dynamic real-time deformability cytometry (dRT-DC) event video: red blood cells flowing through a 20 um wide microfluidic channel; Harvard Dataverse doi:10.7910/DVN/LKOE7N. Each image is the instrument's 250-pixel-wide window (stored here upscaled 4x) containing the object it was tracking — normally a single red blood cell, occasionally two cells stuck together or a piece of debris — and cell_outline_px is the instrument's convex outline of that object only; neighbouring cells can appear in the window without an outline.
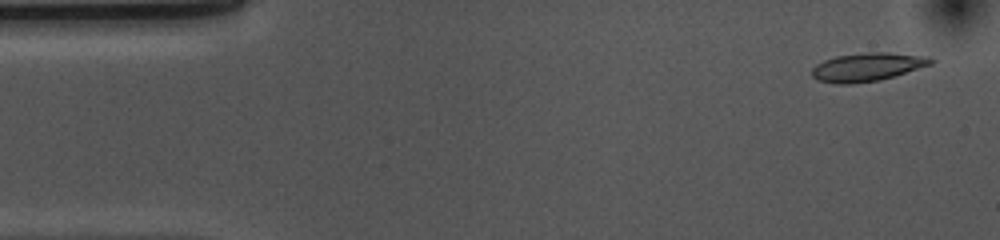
{"species": "common noctule bat (a hibernating species)", "species_latin": "Nyctalus noctula", "temperature_condition": "cold", "stored_images_in_passage": 52, "camera_frame_rate_fps": 3000, "um_per_image_px": 0.085, "animal": {"sex": "female", "body_mass_g": 10.0, "forearm_length_mm": 53.1}, "frame": {"image": 1, "passage_image": 2, "time_ms": 0.333, "image_size_px": [1000, 240], "cell_outline_px": [[936, 60], [932, 64], [880, 80], [848, 84], [836, 84], [816, 80], [812, 76], [812, 68], [816, 64], [824, 60], [836, 56], [868, 52], [888, 52], [928, 56]], "centroid_in_image_um": [73.72, 5.69], "position_along_channel_um": 11.3, "area_um2": 19.71}}
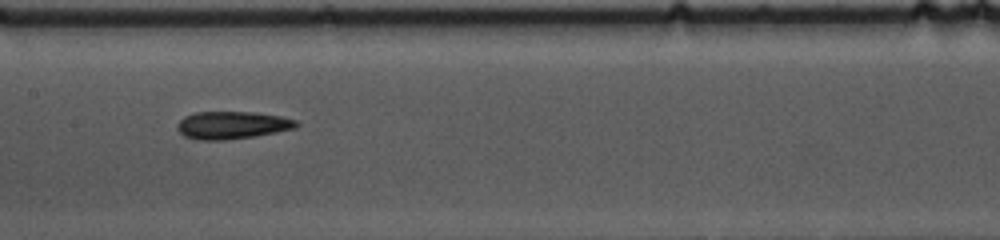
{"frame": {"image": 2, "passage_image": 24, "time_ms": 7.667, "image_size_px": [1000, 240], "cell_outline_px": [[300, 124], [296, 128], [256, 136], [224, 140], [200, 140], [184, 136], [176, 128], [176, 124], [184, 116], [196, 112], [252, 112], [280, 116], [296, 120]], "centroid_in_image_um": [19.72, 10.64], "position_along_channel_um": 187.7, "area_um2": 19.19}}
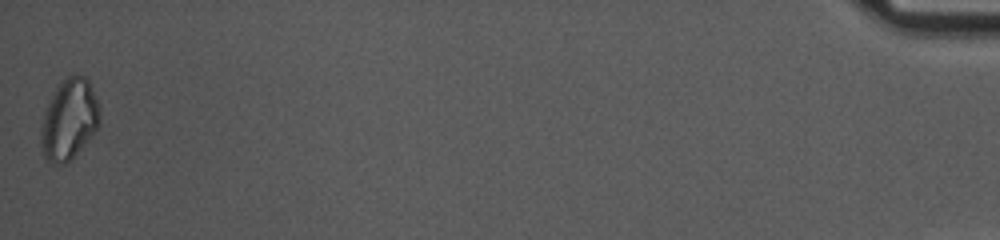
{"frame": {"image": 3, "passage_image": 52, "time_ms": 17.0, "image_size_px": [1000, 240], "cell_outline_px": [[100, 124], [68, 164], [52, 164], [44, 156], [40, 144], [40, 128], [44, 112], [56, 88], [68, 76], [76, 72], [84, 76], [88, 80], [100, 108]], "centroid_in_image_um": [5.87, 10.17], "position_along_channel_um": 429.3, "area_um2": 27.63}, "authors_computed_cell_mechanics": {"area_um2": 19.1318, "velocity_mm_per_s": 3.6874, "shape_relaxation_time_tau1_ms": 6.7485, "shape_relaxation_time_tau2_ms": 4.1951, "deformation_change_tau1": 0.1611, "deformation_change_tau2": 0.1095}}